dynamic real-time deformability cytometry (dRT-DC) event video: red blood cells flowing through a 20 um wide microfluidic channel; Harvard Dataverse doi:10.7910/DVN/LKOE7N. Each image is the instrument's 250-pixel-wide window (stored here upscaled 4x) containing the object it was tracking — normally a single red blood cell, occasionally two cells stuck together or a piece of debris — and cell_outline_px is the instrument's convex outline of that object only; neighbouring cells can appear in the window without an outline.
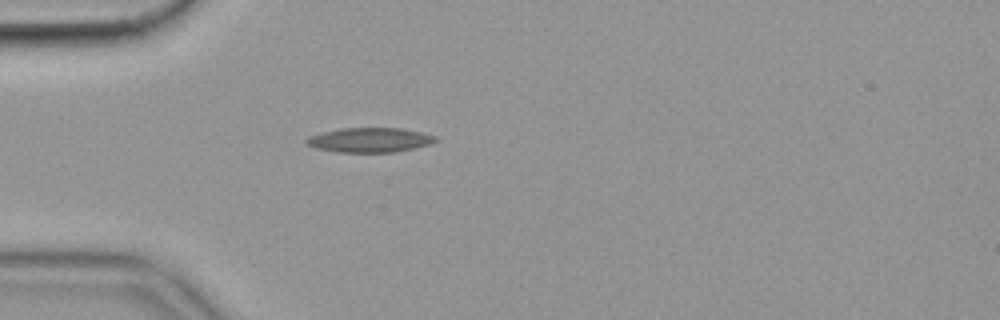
{"species": "common noctule bat (a hibernating species)", "species_latin": "Nyctalus noctula", "temperature_condition": "cold", "stored_images_in_passage": 41, "camera_frame_rate_fps": 3000, "um_per_image_px": 0.085, "animal": {"sex": "female", "body_mass_g": 19.9}, "frame": {"image": 1, "passage_image": 1, "time_ms": 0.0, "image_size_px": [1000, 320], "cell_outline_px": [[440, 140], [428, 144], [396, 152], [340, 152], [316, 148], [308, 144], [304, 140], [308, 136], [320, 132], [340, 128], [400, 128], [420, 132], [436, 136]], "centroid_in_image_um": [31.4, 11.89], "position_along_channel_um": 53.6, "area_um2": 18.44}}